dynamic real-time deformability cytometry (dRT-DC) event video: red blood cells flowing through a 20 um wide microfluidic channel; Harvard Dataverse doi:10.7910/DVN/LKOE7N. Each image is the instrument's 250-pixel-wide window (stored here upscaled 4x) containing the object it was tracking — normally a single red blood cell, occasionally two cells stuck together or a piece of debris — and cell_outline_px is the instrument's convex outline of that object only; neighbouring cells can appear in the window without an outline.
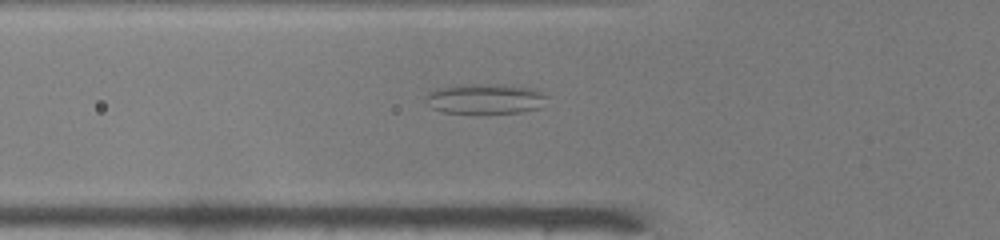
{"species": "common noctule bat (a hibernating species)", "species_latin": "Nyctalus noctula", "temperature_condition": "warm", "stored_images_in_passage": 30, "camera_frame_rate_fps": 3000, "um_per_image_px": 0.085, "animal": {"sex": "male", "body_mass_g": 19.0, "forearm_length_mm": 50.8}, "frame": {"image": 1, "passage_image": 2, "time_ms": 0.333, "image_size_px": [1000, 240], "cell_outline_px": [[544, 96], [540, 108], [520, 112], [444, 112], [432, 108], [428, 96], [428, 92], [456, 84], [504, 84], [536, 88]], "centroid_in_image_um": [41.27, 8.37], "position_along_channel_um": 84.5, "area_um2": 20.69}}
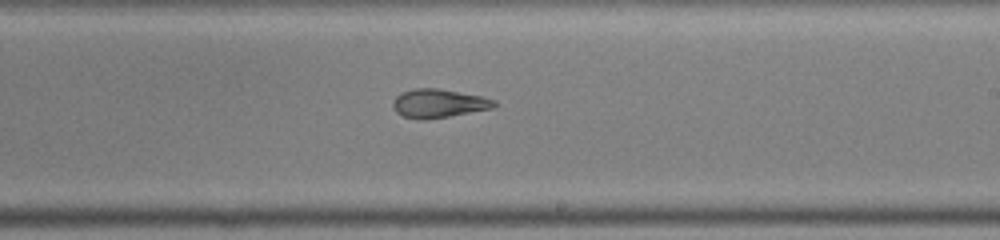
{"frame": {"image": 2, "passage_image": 14, "time_ms": 4.333, "image_size_px": [1000, 240], "cell_outline_px": [[496, 104], [492, 108], [448, 116], [424, 120], [420, 120], [404, 116], [396, 112], [392, 104], [396, 96], [400, 92], [416, 88], [436, 88], [480, 96], [496, 100]], "centroid_in_image_um": [37.24, 8.78], "position_along_channel_um": 251.8, "area_um2": 16.65}}
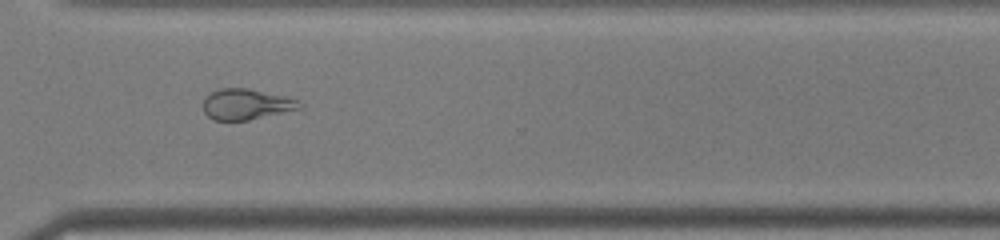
{"frame": {"image": 3, "passage_image": 21, "time_ms": 6.667, "image_size_px": [1000, 240], "cell_outline_px": [[304, 104], [300, 108], [248, 120], [212, 120], [204, 112], [204, 100], [212, 92], [220, 88], [248, 88], [284, 96], [296, 100]], "centroid_in_image_um": [20.91, 8.86], "position_along_channel_um": 349.7, "area_um2": 16.94}, "authors_computed_cell_mechanics": {"area_um2": 17.7157, "velocity_mm_per_s": 4.1809, "shape_relaxation_time_tau1_ms": null, "shape_relaxation_time_tau2_ms": 2.0532, "deformation_change_tau1": null, "deformation_change_tau2": 0.1068}}